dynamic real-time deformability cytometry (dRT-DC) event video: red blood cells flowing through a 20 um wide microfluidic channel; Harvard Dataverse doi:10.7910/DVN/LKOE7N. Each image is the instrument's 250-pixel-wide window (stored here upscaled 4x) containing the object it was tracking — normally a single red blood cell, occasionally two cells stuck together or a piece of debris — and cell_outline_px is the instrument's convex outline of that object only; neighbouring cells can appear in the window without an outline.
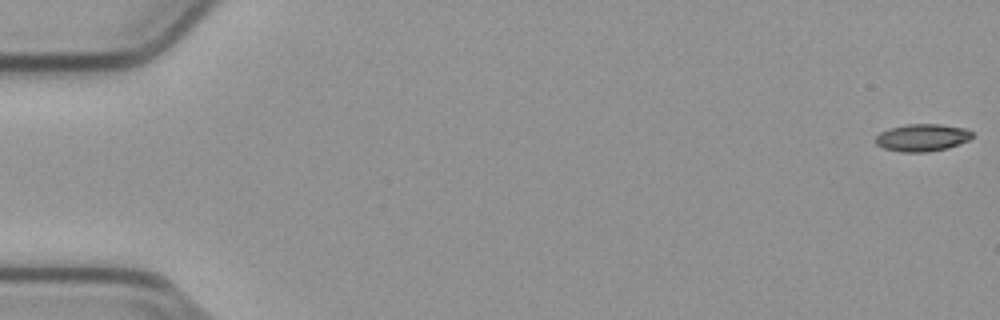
{"species": "common noctule bat (a hibernating species)", "species_latin": "Nyctalus noctula", "temperature_condition": "cold", "stored_images_in_passage": 55, "camera_frame_rate_fps": 3000, "um_per_image_px": 0.085, "animal": {"sex": "male", "body_mass_g": 23.1, "forearm_length_mm": 52.7}, "frame": {"image": 1, "passage_image": 1, "time_ms": 0.0, "image_size_px": [1000, 320], "cell_outline_px": [[972, 136], [968, 140], [948, 148], [928, 152], [900, 152], [884, 148], [876, 144], [876, 136], [880, 132], [888, 128], [908, 124], [940, 124], [968, 128], [972, 132]], "centroid_in_image_um": [78.39, 11.69], "position_along_channel_um": 6.6, "area_um2": 15.49}}
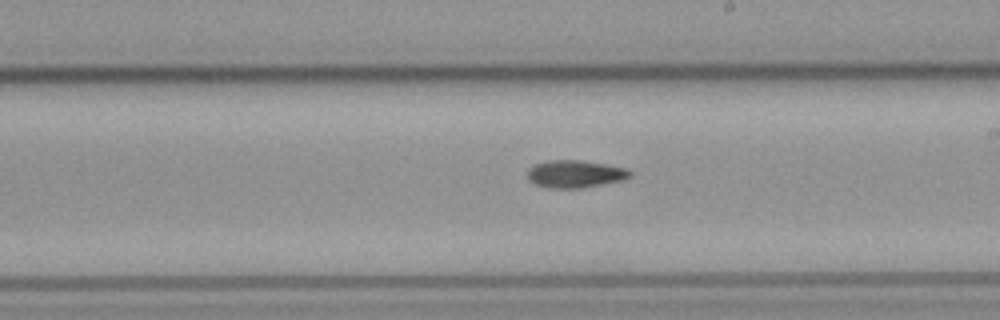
{"frame": {"image": 2, "passage_image": 32, "time_ms": 10.333, "image_size_px": [1000, 320], "cell_outline_px": [[632, 176], [624, 180], [584, 188], [548, 188], [536, 184], [528, 180], [528, 168], [536, 164], [548, 160], [580, 160], [608, 164], [628, 168], [632, 172]], "centroid_in_image_um": [48.93, 14.78], "position_along_channel_um": 240.1, "area_um2": 16.7}}
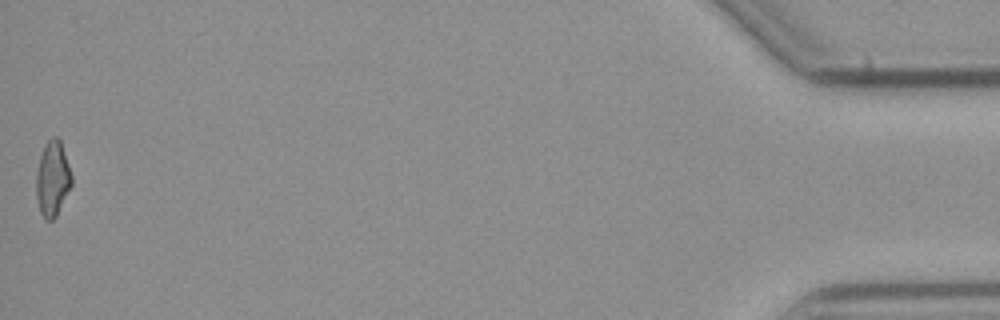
{"frame": {"image": 3, "passage_image": 55, "time_ms": 18.0, "image_size_px": [1000, 320], "cell_outline_px": [[72, 184], [56, 216], [52, 220], [44, 220], [40, 212], [36, 200], [36, 176], [40, 156], [48, 140], [52, 136], [56, 136], [60, 140], [72, 176]], "centroid_in_image_um": [4.45, 15.22], "position_along_channel_um": 430.7, "area_um2": 15.37}, "authors_computed_cell_mechanics": {"area_um2": 15.9528, "velocity_mm_per_s": 3.8053, "shape_relaxation_time_tau1_ms": 10.2917, "shape_relaxation_time_tau2_ms": null, "deformation_change_tau1": 0.2085, "deformation_change_tau2": null}}